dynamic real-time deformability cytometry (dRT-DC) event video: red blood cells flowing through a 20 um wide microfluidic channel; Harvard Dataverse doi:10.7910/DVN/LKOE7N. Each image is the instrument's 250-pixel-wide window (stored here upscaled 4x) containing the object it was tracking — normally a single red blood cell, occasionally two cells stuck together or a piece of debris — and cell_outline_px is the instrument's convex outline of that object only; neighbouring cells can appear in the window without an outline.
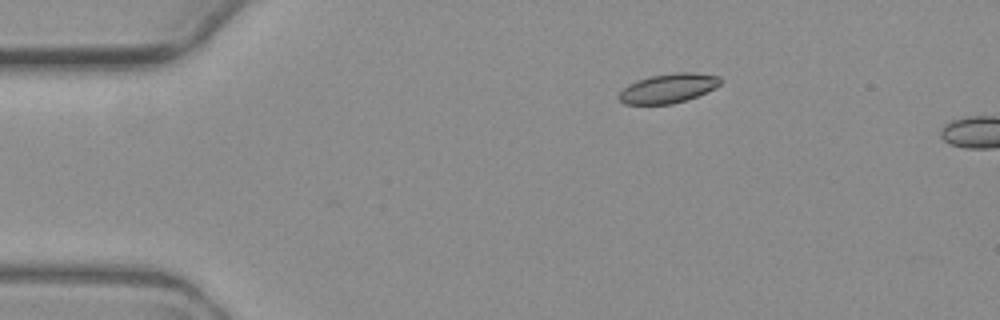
{"species": "common noctule bat (a hibernating species)", "species_latin": "Nyctalus noctula", "temperature_condition": "warm", "stored_images_in_passage": 2, "camera_frame_rate_fps": 3000, "um_per_image_px": 0.085, "animal": {"sex": "female", "body_mass_g": 19.3, "forearm_length_mm": 54.1}, "frame": {"image": 1, "passage_image": 1, "time_ms": 0.0, "image_size_px": [1000, 320], "cell_outline_px": [[720, 84], [716, 88], [696, 96], [672, 104], [624, 104], [616, 96], [628, 84], [636, 80], [652, 76], [676, 72], [696, 72], [720, 76]], "centroid_in_image_um": [56.79, 7.49], "position_along_channel_um": 28.2, "area_um2": 17.34}}